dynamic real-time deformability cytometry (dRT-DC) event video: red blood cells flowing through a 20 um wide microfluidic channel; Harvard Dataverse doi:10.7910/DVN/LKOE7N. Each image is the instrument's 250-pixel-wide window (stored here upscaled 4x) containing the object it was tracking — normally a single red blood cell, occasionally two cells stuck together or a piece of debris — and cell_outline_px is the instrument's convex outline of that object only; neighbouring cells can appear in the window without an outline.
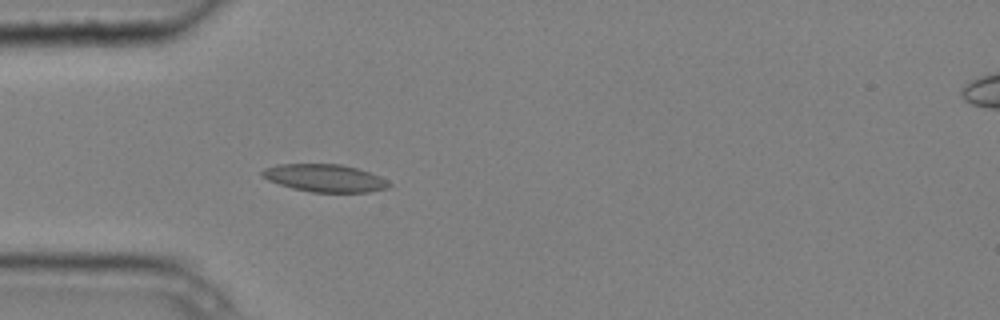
{"species": "common noctule bat (a hibernating species)", "species_latin": "Nyctalus noctula", "temperature_condition": "cold", "stored_images_in_passage": 4, "camera_frame_rate_fps": 3000, "um_per_image_px": 0.085, "animal": {"sex": "male", "body_mass_g": 20.4}, "frame": {"image": 1, "passage_image": 4, "time_ms": 1.0, "image_size_px": [1000, 320], "cell_outline_px": [[392, 184], [388, 188], [368, 192], [312, 192], [292, 188], [268, 180], [260, 176], [260, 172], [264, 168], [276, 164], [340, 164], [356, 168], [380, 176], [388, 180]], "centroid_in_image_um": [27.59, 15.13], "position_along_channel_um": 57.4, "area_um2": 20.46}}